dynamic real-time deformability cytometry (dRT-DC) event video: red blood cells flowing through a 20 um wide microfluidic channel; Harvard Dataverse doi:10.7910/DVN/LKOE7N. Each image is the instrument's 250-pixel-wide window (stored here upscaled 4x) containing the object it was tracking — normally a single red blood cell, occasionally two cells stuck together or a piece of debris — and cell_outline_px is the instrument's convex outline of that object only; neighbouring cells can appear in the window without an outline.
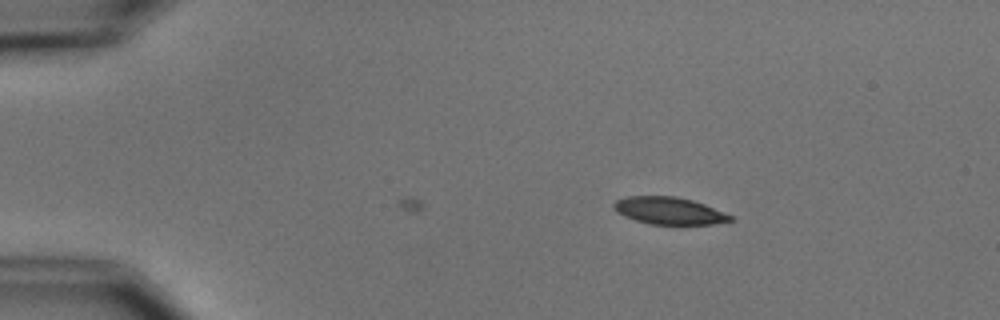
{"species": "common noctule bat (a hibernating species)", "species_latin": "Nyctalus noctula", "temperature_condition": "cold", "stored_images_in_passage": 5, "camera_frame_rate_fps": 3000, "um_per_image_px": 0.085, "animal": {"sex": "male", "body_mass_g": 15.6}, "frame": {"image": 1, "passage_image": 5, "time_ms": 4.667, "image_size_px": [1000, 320], "cell_outline_px": [[732, 220], [712, 224], [648, 224], [624, 216], [616, 212], [612, 208], [612, 204], [616, 200], [628, 196], [676, 196], [692, 200], [704, 204], [732, 216]], "centroid_in_image_um": [56.81, 17.9], "position_along_channel_um": 28.2, "area_um2": 18.38}}